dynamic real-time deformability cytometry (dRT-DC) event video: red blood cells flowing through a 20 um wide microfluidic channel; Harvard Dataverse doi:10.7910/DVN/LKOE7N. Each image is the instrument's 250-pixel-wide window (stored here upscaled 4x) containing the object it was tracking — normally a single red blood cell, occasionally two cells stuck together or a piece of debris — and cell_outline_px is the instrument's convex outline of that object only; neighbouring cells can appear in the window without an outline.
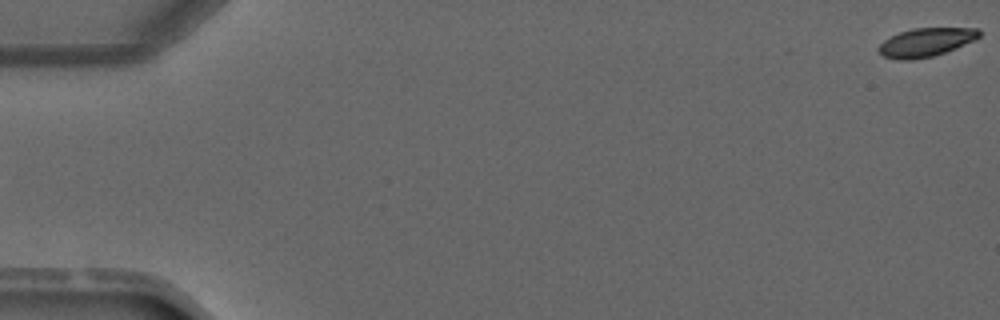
{"species": "common noctule bat (a hibernating species)", "species_latin": "Nyctalus noctula", "temperature_condition": "warm", "stored_images_in_passage": 3, "segment_of_instrument_passage": [2, 2], "camera_frame_rate_fps": 3000, "um_per_image_px": 0.085, "animal": {"sex": "male", "forearm_length_mm": 52.5}, "frame": {"image": 1, "passage_image": 3, "time_ms": 3.0, "image_size_px": [1000, 320], "cell_outline_px": [[980, 36], [956, 48], [932, 56], [912, 60], [900, 60], [884, 56], [876, 48], [884, 40], [900, 32], [912, 28], [980, 28]], "centroid_in_image_um": [78.68, 3.59], "position_along_channel_um": 6.3, "area_um2": 16.53}}